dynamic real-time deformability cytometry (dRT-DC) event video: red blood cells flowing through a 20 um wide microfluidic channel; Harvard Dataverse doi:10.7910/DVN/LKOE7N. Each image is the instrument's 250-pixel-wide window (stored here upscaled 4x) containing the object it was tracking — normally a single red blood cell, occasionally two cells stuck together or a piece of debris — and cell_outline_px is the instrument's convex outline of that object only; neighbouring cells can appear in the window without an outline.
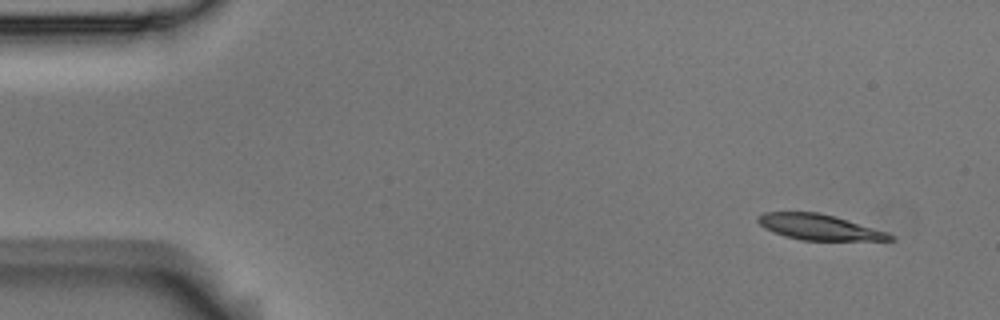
{"species": "Egyptian fruit bat (a non-hibernating species)", "species_latin": "Rousettus aegyptiacus", "temperature_condition": "room temperature", "stored_images_in_passage": 10, "camera_frame_rate_fps": 3000, "um_per_image_px": 0.085, "animal": {"sex": "male"}, "frame": {"image": 1, "passage_image": 1, "time_ms": 0.0, "image_size_px": [1000, 320], "cell_outline_px": [[896, 240], [800, 240], [784, 236], [764, 228], [756, 220], [756, 216], [764, 212], [820, 212], [836, 216], [888, 232], [896, 236]], "centroid_in_image_um": [69.64, 19.3], "position_along_channel_um": 15.4, "area_um2": 19.88}}
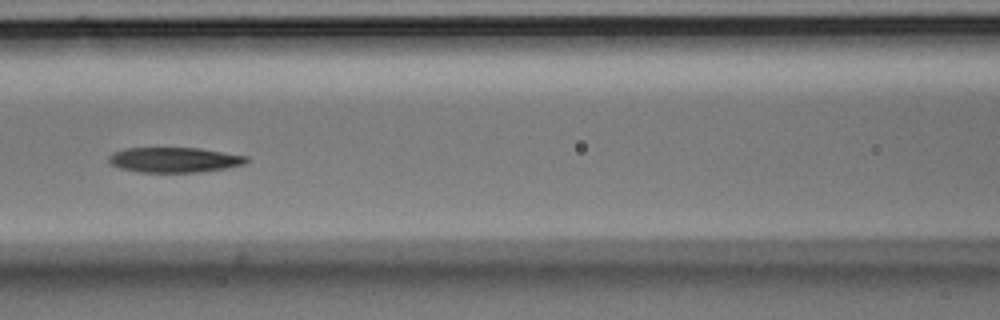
{"frame": {"image": 2, "passage_image": 6, "time_ms": 1.667, "image_size_px": [1000, 320], "cell_outline_px": [[248, 160], [244, 164], [224, 168], [200, 172], [140, 172], [120, 168], [112, 164], [108, 160], [108, 156], [112, 152], [124, 148], [200, 148], [248, 156]], "centroid_in_image_um": [14.8, 13.58], "position_along_channel_um": 151.8, "area_um2": 20.11}}
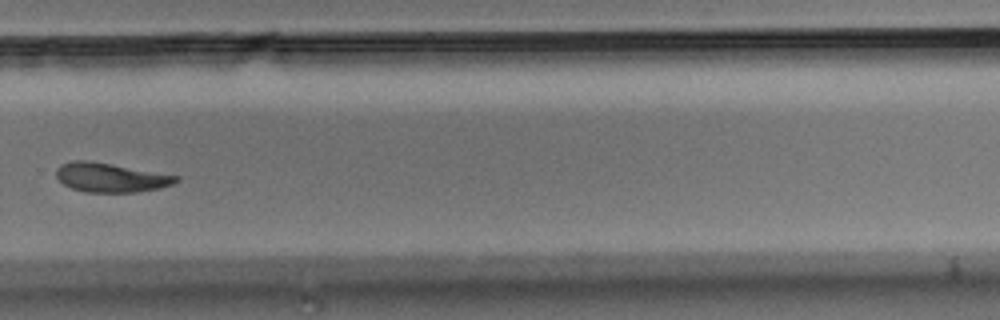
{"frame": {"image": 3, "passage_image": 10, "time_ms": 3.0, "image_size_px": [1000, 320], "cell_outline_px": [[180, 180], [172, 184], [160, 188], [136, 192], [84, 192], [72, 188], [64, 184], [56, 176], [56, 168], [60, 164], [72, 160], [88, 160], [112, 164], [180, 176]], "centroid_in_image_um": [9.4, 15.08], "position_along_channel_um": 320.4, "area_um2": 20.4}}